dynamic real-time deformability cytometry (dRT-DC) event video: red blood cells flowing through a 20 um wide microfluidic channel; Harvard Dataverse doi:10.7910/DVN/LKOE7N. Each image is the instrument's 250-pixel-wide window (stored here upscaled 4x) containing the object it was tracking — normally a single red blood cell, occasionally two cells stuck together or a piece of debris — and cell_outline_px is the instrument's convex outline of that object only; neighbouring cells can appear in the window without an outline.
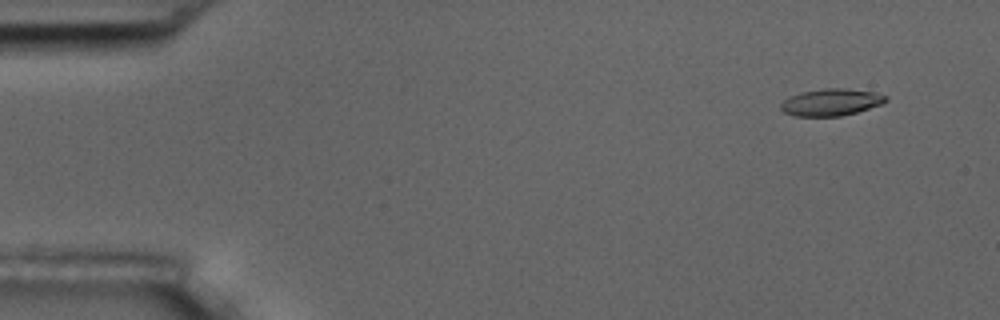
{"species": "common noctule bat (a hibernating species)", "species_latin": "Nyctalus noctula", "temperature_condition": "room temperature", "stored_images_in_passage": 56, "camera_frame_rate_fps": 3000, "um_per_image_px": 0.085, "animal": {"sex": "male", "body_mass_g": 17.5, "forearm_length_mm": 52.3}, "frame": {"image": 1, "passage_image": 5, "time_ms": 1.333, "image_size_px": [1000, 320], "cell_outline_px": [[888, 100], [880, 104], [856, 112], [840, 116], [796, 116], [784, 112], [780, 108], [780, 104], [788, 96], [800, 92], [824, 88], [844, 88], [876, 92], [888, 96]], "centroid_in_image_um": [70.62, 8.67], "position_along_channel_um": 14.4, "area_um2": 16.53}}
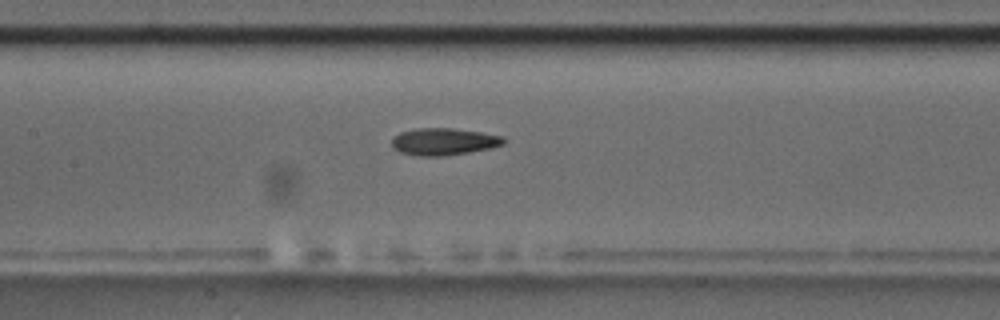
{"frame": {"image": 2, "passage_image": 27, "time_ms": 8.667, "image_size_px": [1000, 320], "cell_outline_px": [[508, 140], [504, 144], [488, 148], [468, 152], [444, 156], [420, 156], [400, 152], [392, 148], [392, 140], [400, 132], [416, 128], [452, 128], [480, 132], [504, 136]], "centroid_in_image_um": [37.73, 12.03], "position_along_channel_um": 169.7, "area_um2": 17.63}}
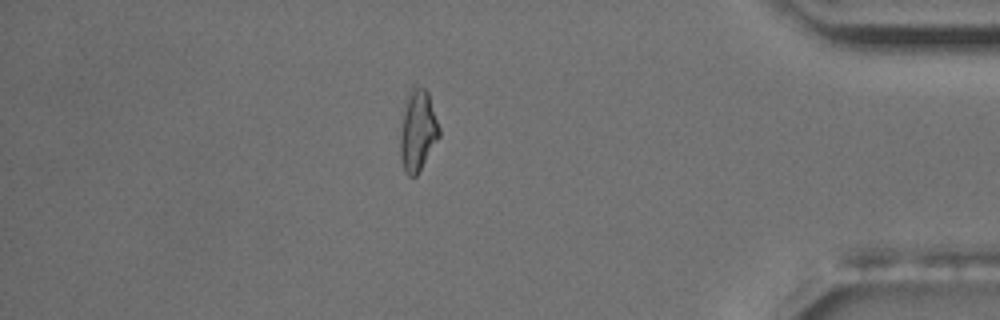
{"frame": {"image": 3, "passage_image": 49, "time_ms": 16.0, "image_size_px": [1000, 320], "cell_outline_px": [[440, 136], [416, 176], [408, 176], [404, 172], [400, 160], [400, 132], [404, 100], [412, 84], [424, 88], [428, 92], [440, 128]], "centroid_in_image_um": [35.48, 11.06], "position_along_channel_um": 399.7, "area_um2": 18.79}, "authors_computed_cell_mechanics": {"area_um2": 17.1377, "velocity_mm_per_s": 3.632, "shape_relaxation_time_tau1_ms": 8.0734, "shape_relaxation_time_tau2_ms": 2.5136, "deformation_change_tau1": 0.1992, "deformation_change_tau2": 0.1062}}